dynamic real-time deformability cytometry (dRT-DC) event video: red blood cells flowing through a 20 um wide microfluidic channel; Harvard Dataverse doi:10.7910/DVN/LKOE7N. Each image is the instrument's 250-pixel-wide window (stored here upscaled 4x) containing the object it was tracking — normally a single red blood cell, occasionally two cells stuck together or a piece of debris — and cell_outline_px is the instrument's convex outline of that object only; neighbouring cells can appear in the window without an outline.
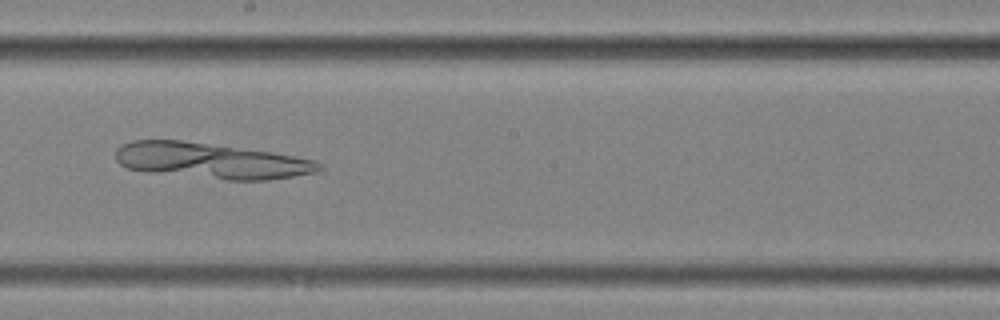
{"species": "common noctule bat (a hibernating species)", "species_latin": "Nyctalus noctula", "temperature_condition": "cold", "stored_images_in_passage": 15, "camera_frame_rate_fps": 3000, "um_per_image_px": 0.085, "animal": {"sex": "female", "body_mass_g": 25.1}, "frame": {"image": 1, "passage_image": 9, "time_ms": 2.667, "image_size_px": [1000, 320], "cell_outline_px": [[324, 168], [320, 172], [268, 180], [228, 180], [148, 172], [124, 168], [116, 160], [116, 148], [120, 144], [132, 140], [180, 140], [272, 152], [316, 160]], "centroid_in_image_um": [17.93, 13.67], "position_along_channel_um": 230.3, "area_um2": 42.54}}